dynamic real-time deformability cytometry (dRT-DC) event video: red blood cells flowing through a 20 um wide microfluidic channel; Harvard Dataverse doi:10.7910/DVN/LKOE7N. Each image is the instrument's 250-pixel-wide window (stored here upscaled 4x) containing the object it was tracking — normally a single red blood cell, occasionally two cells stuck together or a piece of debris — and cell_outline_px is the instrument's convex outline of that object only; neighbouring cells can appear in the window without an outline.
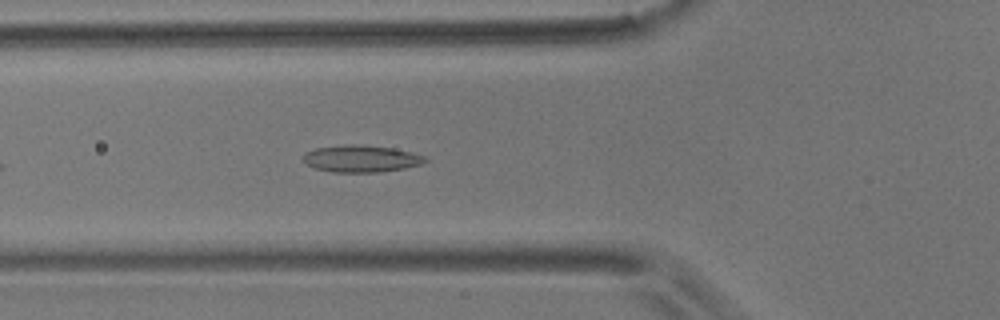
{"species": "common noctule bat (a hibernating species)", "species_latin": "Nyctalus noctula", "temperature_condition": "room temperature", "stored_images_in_passage": 46, "camera_frame_rate_fps": 3000, "um_per_image_px": 0.085, "animal": {"sex": "male", "body_mass_g": 17.9}, "frame": {"image": 1, "passage_image": 10, "time_ms": 3.0, "image_size_px": [1000, 320], "cell_outline_px": [[428, 160], [420, 164], [404, 168], [380, 172], [332, 172], [316, 168], [308, 164], [304, 160], [304, 152], [316, 148], [348, 144], [356, 144], [392, 148], [412, 152], [424, 156]], "centroid_in_image_um": [30.7, 13.48], "position_along_channel_um": 95.1, "area_um2": 18.96}}
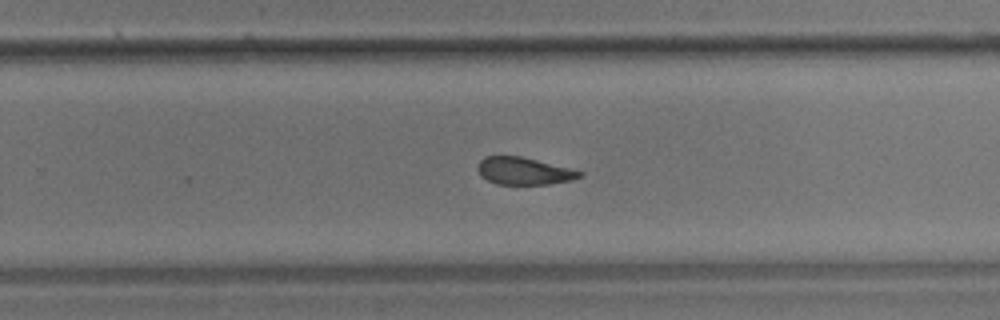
{"frame": {"image": 2, "passage_image": 26, "time_ms": 8.333, "image_size_px": [1000, 320], "cell_outline_px": [[584, 176], [572, 180], [548, 184], [496, 184], [480, 176], [476, 168], [476, 164], [484, 156], [520, 156], [584, 172]], "centroid_in_image_um": [44.49, 14.54], "position_along_channel_um": 285.3, "area_um2": 16.24}}
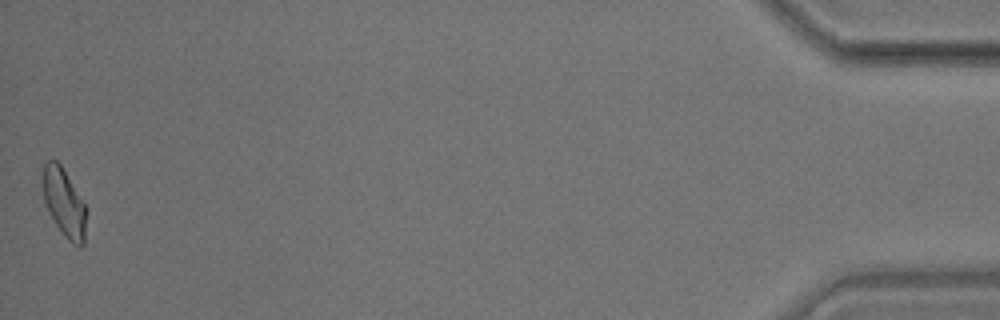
{"frame": {"image": 3, "passage_image": 46, "time_ms": 15.0, "image_size_px": [1000, 320], "cell_outline_px": [[84, 244], [80, 248], [72, 244], [64, 236], [48, 212], [44, 200], [40, 176], [44, 164], [48, 160], [56, 160], [60, 164], [84, 204]], "centroid_in_image_um": [5.38, 17.21], "position_along_channel_um": 429.8, "area_um2": 17.05}, "authors_computed_cell_mechanics": {"area_um2": 17.6868, "velocity_mm_per_s": 3.5697, "shape_relaxation_time_tau1_ms": null, "shape_relaxation_time_tau2_ms": 1.7727, "deformation_change_tau1": null, "deformation_change_tau2": 0.0737}}